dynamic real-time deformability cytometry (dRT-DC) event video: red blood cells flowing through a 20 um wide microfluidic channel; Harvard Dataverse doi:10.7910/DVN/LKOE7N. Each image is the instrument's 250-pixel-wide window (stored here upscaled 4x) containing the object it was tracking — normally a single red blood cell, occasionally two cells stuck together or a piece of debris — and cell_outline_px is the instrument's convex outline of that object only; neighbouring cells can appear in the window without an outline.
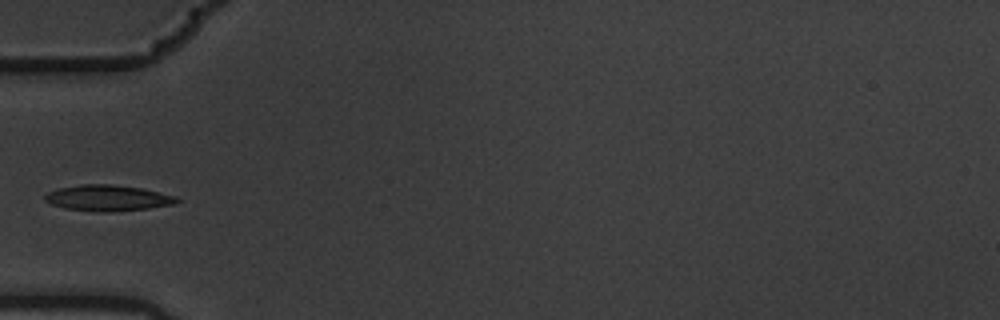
{"species": "common noctule bat (a hibernating species)", "species_latin": "Nyctalus noctula", "temperature_condition": "warm", "stored_images_in_passage": 6, "camera_frame_rate_fps": 3000, "um_per_image_px": 0.085, "animal": {"sex": "male", "body_mass_g": 19.5, "forearm_length_mm": 54.6}, "frame": {"image": 1, "passage_image": 6, "time_ms": 1.667, "image_size_px": [1000, 320], "cell_outline_px": [[180, 200], [172, 204], [148, 208], [112, 212], [100, 212], [64, 208], [52, 204], [44, 200], [44, 196], [48, 192], [60, 188], [80, 184], [112, 184], [140, 188], [176, 196]], "centroid_in_image_um": [9.13, 16.83], "position_along_channel_um": 75.9, "area_um2": 19.77}}